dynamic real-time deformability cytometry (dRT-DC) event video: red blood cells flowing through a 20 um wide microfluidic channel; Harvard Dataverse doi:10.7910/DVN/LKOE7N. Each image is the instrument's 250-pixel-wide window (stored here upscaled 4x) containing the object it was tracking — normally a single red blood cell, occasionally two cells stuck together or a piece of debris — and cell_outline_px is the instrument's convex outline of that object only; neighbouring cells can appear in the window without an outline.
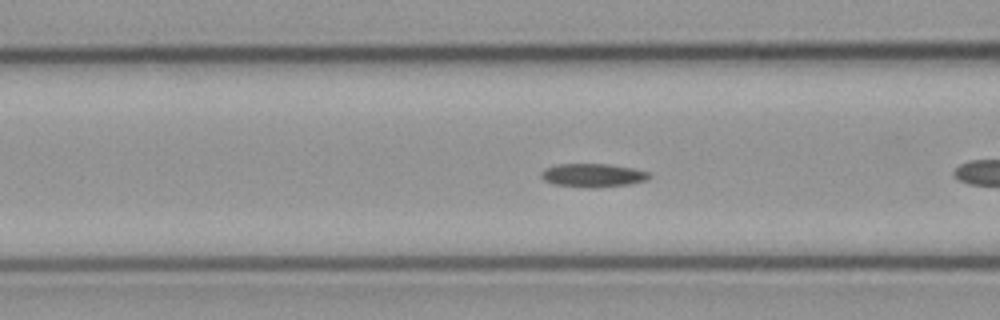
{"species": "common noctule bat (a hibernating species)", "species_latin": "Nyctalus noctula", "temperature_condition": "cold", "stored_images_in_passage": 41, "camera_frame_rate_fps": 3000, "um_per_image_px": 0.085, "animal": {"sex": "male", "body_mass_g": 23.1, "forearm_length_mm": 52.7}, "frame": {"image": 1, "passage_image": 7, "time_ms": 2.0, "image_size_px": [1000, 320], "cell_outline_px": [[652, 176], [644, 180], [628, 184], [592, 188], [588, 188], [552, 184], [544, 180], [540, 176], [540, 172], [544, 168], [556, 164], [608, 164], [632, 168], [648, 172]], "centroid_in_image_um": [50.32, 14.9], "position_along_channel_um": 116.3, "area_um2": 14.8}, "authors_computed_cell_mechanics": {"area_um2": 14.2188, "velocity_mm_per_s": 3.718, "shape_relaxation_time_tau1_ms": 4.1406, "shape_relaxation_time_tau2_ms": 2.9955, "deformation_change_tau1": 0.1065, "deformation_change_tau2": 0.0775}}